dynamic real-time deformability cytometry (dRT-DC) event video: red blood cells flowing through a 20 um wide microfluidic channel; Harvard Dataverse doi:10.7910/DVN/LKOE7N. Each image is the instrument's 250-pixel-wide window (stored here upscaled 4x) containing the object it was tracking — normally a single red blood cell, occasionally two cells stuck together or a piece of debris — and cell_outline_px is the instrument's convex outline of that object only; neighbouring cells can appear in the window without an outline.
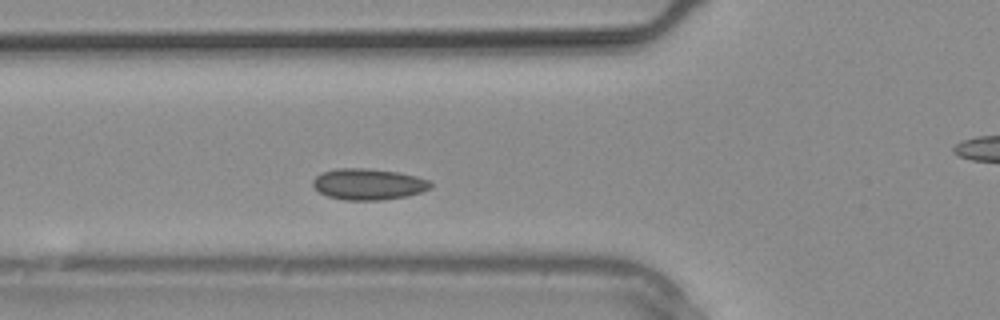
{"species": "common noctule bat (a hibernating species)", "species_latin": "Nyctalus noctula", "temperature_condition": "warm", "stored_images_in_passage": 6, "camera_frame_rate_fps": 3000, "um_per_image_px": 0.085, "animal": {"sex": "male", "body_mass_g": 20.4}, "frame": {"image": 1, "passage_image": 4, "time_ms": 1.0, "image_size_px": [1000, 320], "cell_outline_px": [[432, 184], [428, 188], [420, 192], [408, 196], [384, 200], [344, 200], [328, 196], [320, 192], [312, 184], [312, 180], [320, 172], [336, 168], [368, 168], [400, 172], [416, 176], [428, 180]], "centroid_in_image_um": [31.29, 15.64], "position_along_channel_um": 94.5, "area_um2": 21.5}}